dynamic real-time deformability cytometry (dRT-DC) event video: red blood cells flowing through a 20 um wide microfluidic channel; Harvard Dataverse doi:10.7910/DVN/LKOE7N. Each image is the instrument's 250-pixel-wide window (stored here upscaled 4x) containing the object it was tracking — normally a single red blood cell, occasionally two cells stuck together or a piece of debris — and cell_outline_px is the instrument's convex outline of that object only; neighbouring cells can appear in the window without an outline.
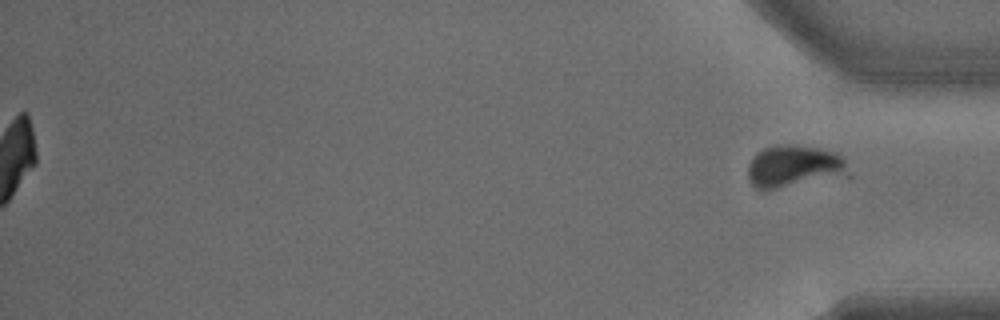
{"species": "common noctule bat (a hibernating species)", "species_latin": "Nyctalus noctula", "temperature_condition": "warm", "stored_images_in_passage": 35, "segment_of_instrument_passage": [2, 2], "camera_frame_rate_fps": 3000, "um_per_image_px": 0.085, "animal": {"sex": "male", "body_mass_g": 15.6}, "frame": {"image": 1, "passage_image": 35, "time_ms": 11.333, "image_size_px": [1000, 320], "cell_outline_px": [[852, 176], [764, 192], [756, 188], [748, 180], [748, 164], [752, 156], [756, 152], [764, 148], [776, 144], [788, 144], [820, 148], [836, 152], [844, 160]], "centroid_in_image_um": [67.5, 14.18], "position_along_channel_um": 367.7, "area_um2": 25.89}}